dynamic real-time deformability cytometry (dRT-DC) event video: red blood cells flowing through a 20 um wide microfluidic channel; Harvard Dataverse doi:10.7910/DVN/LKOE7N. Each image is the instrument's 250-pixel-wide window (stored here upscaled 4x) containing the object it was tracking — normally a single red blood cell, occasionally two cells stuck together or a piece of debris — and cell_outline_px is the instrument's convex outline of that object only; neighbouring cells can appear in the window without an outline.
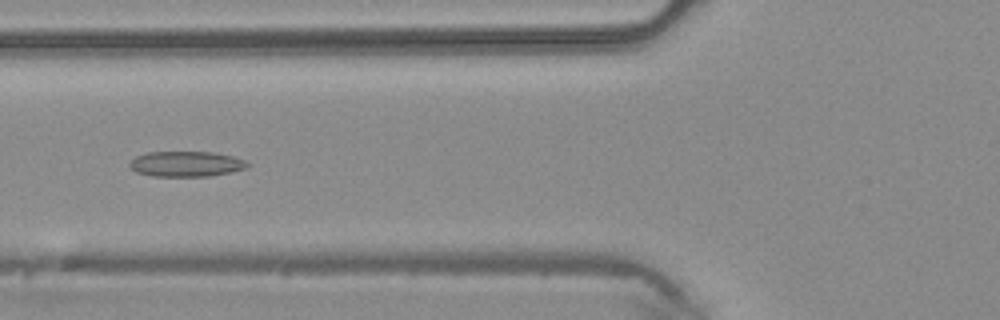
{"species": "common noctule bat (a hibernating species)", "species_latin": "Nyctalus noctula", "temperature_condition": "warm", "stored_images_in_passage": 5, "camera_frame_rate_fps": 3000, "um_per_image_px": 0.085, "animal": {"sex": "male", "body_mass_g": 20.4}, "frame": {"image": 1, "passage_image": 5, "time_ms": 1.333, "image_size_px": [1000, 320], "cell_outline_px": [[252, 164], [244, 168], [232, 172], [208, 176], [152, 176], [136, 172], [128, 164], [136, 156], [148, 152], [212, 152], [232, 156], [244, 160]], "centroid_in_image_um": [15.83, 13.93], "position_along_channel_um": 110.0, "area_um2": 17.34}}